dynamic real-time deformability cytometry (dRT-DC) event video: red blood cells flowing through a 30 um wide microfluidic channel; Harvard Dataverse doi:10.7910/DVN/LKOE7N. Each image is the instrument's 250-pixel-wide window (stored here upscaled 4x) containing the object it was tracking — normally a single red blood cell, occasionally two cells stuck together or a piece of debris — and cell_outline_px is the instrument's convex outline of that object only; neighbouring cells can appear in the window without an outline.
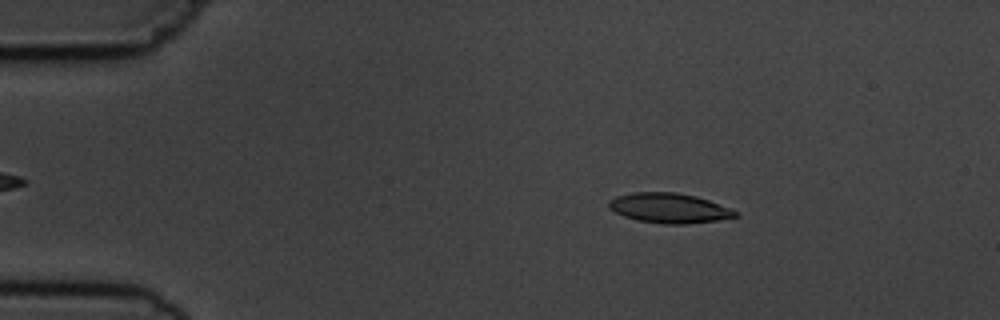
{"species": "common noctule bat (a hibernating species)", "species_latin": "Nyctalus noctula", "temperature_condition": "cold", "stored_images_in_passage": 4, "camera_frame_rate_fps": 3000, "um_per_image_px": 0.085, "animal": {"sex": "male", "body_mass_g": 19.5, "forearm_length_mm": 54.6}, "frame": {"image": 1, "passage_image": 2, "time_ms": 1.333, "image_size_px": [1000, 320], "cell_outline_px": [[740, 212], [736, 216], [716, 220], [684, 224], [664, 224], [636, 220], [624, 216], [608, 208], [608, 200], [616, 196], [632, 192], [676, 192], [696, 196], [708, 200]], "centroid_in_image_um": [56.84, 17.68], "position_along_channel_um": 28.2, "area_um2": 21.96}}